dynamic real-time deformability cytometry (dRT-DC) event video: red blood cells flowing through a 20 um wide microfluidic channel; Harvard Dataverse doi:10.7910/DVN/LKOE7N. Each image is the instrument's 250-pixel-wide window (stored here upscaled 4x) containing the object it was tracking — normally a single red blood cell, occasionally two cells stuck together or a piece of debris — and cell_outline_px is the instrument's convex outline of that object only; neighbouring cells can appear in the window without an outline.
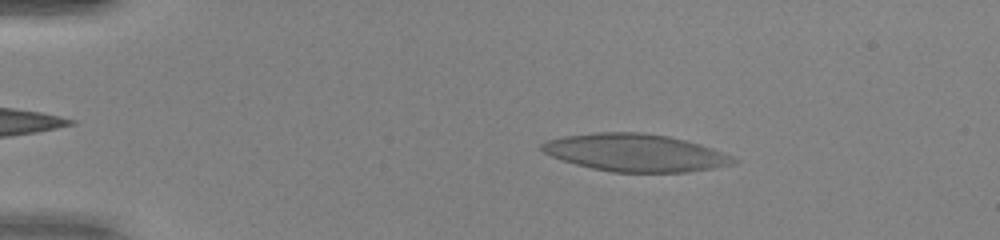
{"species": "human", "species_latin": "Homo sapiens", "temperature_condition": "warm", "stored_images_in_passage": 42, "camera_frame_rate_fps": 3000, "um_per_image_px": 0.085, "donor": {"sex": "female"}, "frame": {"image": 1, "passage_image": 1, "time_ms": 0.0, "image_size_px": [1000, 240], "cell_outline_px": [[740, 160], [736, 164], [712, 168], [684, 172], [612, 172], [592, 168], [576, 164], [552, 156], [544, 152], [540, 148], [540, 144], [548, 140], [564, 136], [596, 132], [640, 132], [668, 136], [700, 144], [712, 148], [732, 156]], "centroid_in_image_um": [54.02, 12.98], "position_along_channel_um": 31.0, "area_um2": 41.73}}
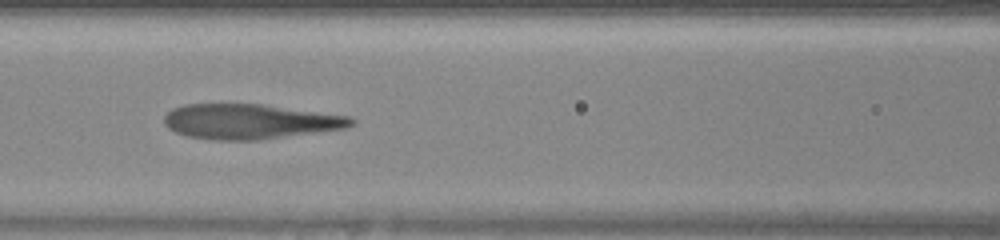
{"frame": {"image": 2, "passage_image": 15, "time_ms": 4.667, "image_size_px": [1000, 240], "cell_outline_px": [[356, 124], [348, 128], [260, 140], [212, 140], [188, 136], [176, 132], [168, 128], [164, 124], [164, 116], [172, 108], [184, 104], [260, 104], [348, 116], [356, 120]], "centroid_in_image_um": [21.24, 10.33], "position_along_channel_um": 145.4, "area_um2": 38.21}}
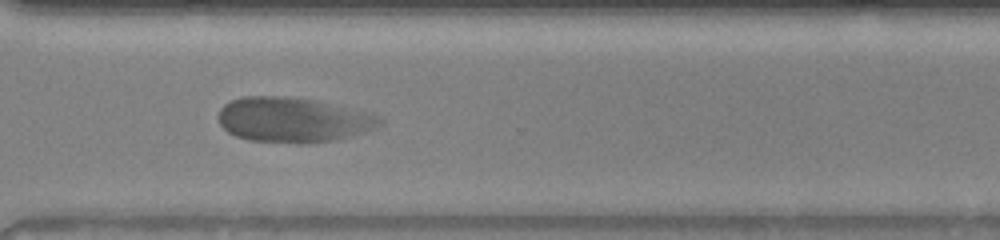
{"frame": {"image": 3, "passage_image": 30, "time_ms": 9.667, "image_size_px": [1000, 240], "cell_outline_px": [[384, 120], [376, 128], [364, 132], [336, 140], [308, 144], [296, 144], [248, 140], [236, 136], [228, 132], [220, 124], [220, 108], [224, 104], [232, 100], [244, 96], [280, 96], [316, 100], [372, 112], [380, 116]], "centroid_in_image_um": [24.96, 10.19], "position_along_channel_um": 345.6, "area_um2": 42.71}, "authors_computed_cell_mechanics": {"area_um2": 39.9109, "velocity_mm_per_s": 4.0024, "shape_relaxation_time_tau1_ms": 5.046, "shape_relaxation_time_tau2_ms": 0.8296, "deformation_change_tau1": 0.2089, "deformation_change_tau2": 0.0828}}